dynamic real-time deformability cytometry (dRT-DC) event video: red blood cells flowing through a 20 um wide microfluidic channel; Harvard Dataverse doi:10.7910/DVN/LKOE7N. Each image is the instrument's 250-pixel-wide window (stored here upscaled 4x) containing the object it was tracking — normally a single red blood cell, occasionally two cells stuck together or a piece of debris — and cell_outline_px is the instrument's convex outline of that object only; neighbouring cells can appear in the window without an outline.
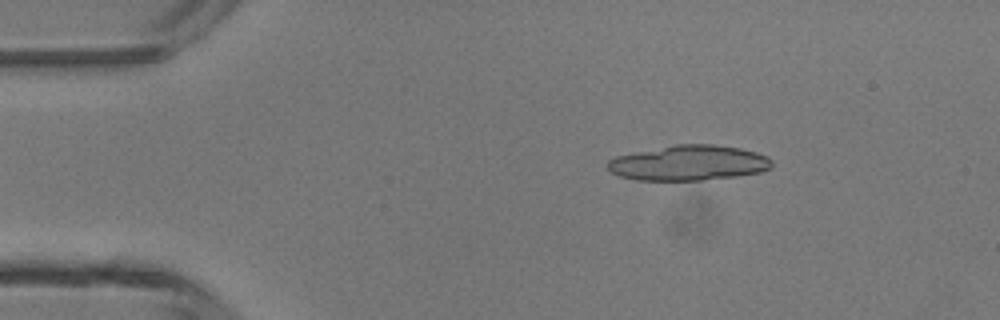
{"species": "common noctule bat (a hibernating species)", "species_latin": "Nyctalus noctula", "temperature_condition": "room temperature", "stored_images_in_passage": 16, "camera_frame_rate_fps": 3000, "um_per_image_px": 0.085, "animal": {"sex": "male", "body_mass_g": 13.3}, "frame": {"image": 1, "passage_image": 7, "time_ms": 2.0, "image_size_px": [1000, 320], "cell_outline_px": [[772, 168], [760, 172], [736, 176], [700, 180], [636, 180], [620, 176], [612, 172], [608, 168], [608, 160], [616, 156], [676, 144], [716, 144], [740, 148], [756, 152], [768, 156], [772, 160]], "centroid_in_image_um": [58.58, 13.84], "position_along_channel_um": 26.4, "area_um2": 33.64}}